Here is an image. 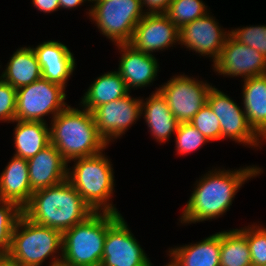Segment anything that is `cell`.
<instances>
[{
	"mask_svg": "<svg viewBox=\"0 0 266 266\" xmlns=\"http://www.w3.org/2000/svg\"><path fill=\"white\" fill-rule=\"evenodd\" d=\"M263 171L255 165L234 170L212 168L193 184L194 189L179 218L180 223L186 225L222 217L244 183Z\"/></svg>",
	"mask_w": 266,
	"mask_h": 266,
	"instance_id": "obj_1",
	"label": "cell"
},
{
	"mask_svg": "<svg viewBox=\"0 0 266 266\" xmlns=\"http://www.w3.org/2000/svg\"><path fill=\"white\" fill-rule=\"evenodd\" d=\"M94 211L77 190L65 181L33 192L22 214L33 223L61 233L85 221Z\"/></svg>",
	"mask_w": 266,
	"mask_h": 266,
	"instance_id": "obj_2",
	"label": "cell"
},
{
	"mask_svg": "<svg viewBox=\"0 0 266 266\" xmlns=\"http://www.w3.org/2000/svg\"><path fill=\"white\" fill-rule=\"evenodd\" d=\"M49 128L50 143L69 164L77 158L97 155L109 145L99 134L93 113L83 107L68 105L51 120Z\"/></svg>",
	"mask_w": 266,
	"mask_h": 266,
	"instance_id": "obj_3",
	"label": "cell"
},
{
	"mask_svg": "<svg viewBox=\"0 0 266 266\" xmlns=\"http://www.w3.org/2000/svg\"><path fill=\"white\" fill-rule=\"evenodd\" d=\"M103 152L72 160L67 180L94 212L121 214L111 200L115 191L113 164Z\"/></svg>",
	"mask_w": 266,
	"mask_h": 266,
	"instance_id": "obj_4",
	"label": "cell"
},
{
	"mask_svg": "<svg viewBox=\"0 0 266 266\" xmlns=\"http://www.w3.org/2000/svg\"><path fill=\"white\" fill-rule=\"evenodd\" d=\"M7 256L22 266H42L47 259L51 261L49 266H55L62 261V233L33 223L21 214Z\"/></svg>",
	"mask_w": 266,
	"mask_h": 266,
	"instance_id": "obj_5",
	"label": "cell"
},
{
	"mask_svg": "<svg viewBox=\"0 0 266 266\" xmlns=\"http://www.w3.org/2000/svg\"><path fill=\"white\" fill-rule=\"evenodd\" d=\"M108 230V212H94L62 233V262L69 266H100Z\"/></svg>",
	"mask_w": 266,
	"mask_h": 266,
	"instance_id": "obj_6",
	"label": "cell"
},
{
	"mask_svg": "<svg viewBox=\"0 0 266 266\" xmlns=\"http://www.w3.org/2000/svg\"><path fill=\"white\" fill-rule=\"evenodd\" d=\"M93 4L86 12L89 19L114 45L129 43L137 23L146 15L141 0L96 1Z\"/></svg>",
	"mask_w": 266,
	"mask_h": 266,
	"instance_id": "obj_7",
	"label": "cell"
},
{
	"mask_svg": "<svg viewBox=\"0 0 266 266\" xmlns=\"http://www.w3.org/2000/svg\"><path fill=\"white\" fill-rule=\"evenodd\" d=\"M65 90L44 78L17 89L15 119L48 123L44 117L52 120L68 106Z\"/></svg>",
	"mask_w": 266,
	"mask_h": 266,
	"instance_id": "obj_8",
	"label": "cell"
},
{
	"mask_svg": "<svg viewBox=\"0 0 266 266\" xmlns=\"http://www.w3.org/2000/svg\"><path fill=\"white\" fill-rule=\"evenodd\" d=\"M100 266H154L122 214L108 212V230Z\"/></svg>",
	"mask_w": 266,
	"mask_h": 266,
	"instance_id": "obj_9",
	"label": "cell"
},
{
	"mask_svg": "<svg viewBox=\"0 0 266 266\" xmlns=\"http://www.w3.org/2000/svg\"><path fill=\"white\" fill-rule=\"evenodd\" d=\"M212 84L183 74L172 76L153 92H160L179 123H189L207 103Z\"/></svg>",
	"mask_w": 266,
	"mask_h": 266,
	"instance_id": "obj_10",
	"label": "cell"
},
{
	"mask_svg": "<svg viewBox=\"0 0 266 266\" xmlns=\"http://www.w3.org/2000/svg\"><path fill=\"white\" fill-rule=\"evenodd\" d=\"M207 103L219 119L221 140L229 138L249 148L252 146L251 148L262 149L261 145L265 141L250 126L243 107L238 106L233 98L212 86L207 96Z\"/></svg>",
	"mask_w": 266,
	"mask_h": 266,
	"instance_id": "obj_11",
	"label": "cell"
},
{
	"mask_svg": "<svg viewBox=\"0 0 266 266\" xmlns=\"http://www.w3.org/2000/svg\"><path fill=\"white\" fill-rule=\"evenodd\" d=\"M212 66L214 72L225 77L247 79L266 74V58L254 48L237 41L231 34Z\"/></svg>",
	"mask_w": 266,
	"mask_h": 266,
	"instance_id": "obj_12",
	"label": "cell"
},
{
	"mask_svg": "<svg viewBox=\"0 0 266 266\" xmlns=\"http://www.w3.org/2000/svg\"><path fill=\"white\" fill-rule=\"evenodd\" d=\"M92 113L99 134L109 144L122 137L141 118V99L133 98L129 93L121 99L98 106Z\"/></svg>",
	"mask_w": 266,
	"mask_h": 266,
	"instance_id": "obj_13",
	"label": "cell"
},
{
	"mask_svg": "<svg viewBox=\"0 0 266 266\" xmlns=\"http://www.w3.org/2000/svg\"><path fill=\"white\" fill-rule=\"evenodd\" d=\"M210 11L180 29L179 44L199 56L210 57L213 64L220 57L230 30L221 28Z\"/></svg>",
	"mask_w": 266,
	"mask_h": 266,
	"instance_id": "obj_14",
	"label": "cell"
},
{
	"mask_svg": "<svg viewBox=\"0 0 266 266\" xmlns=\"http://www.w3.org/2000/svg\"><path fill=\"white\" fill-rule=\"evenodd\" d=\"M180 29L165 14H146L136 25L128 44L153 55L179 44Z\"/></svg>",
	"mask_w": 266,
	"mask_h": 266,
	"instance_id": "obj_15",
	"label": "cell"
},
{
	"mask_svg": "<svg viewBox=\"0 0 266 266\" xmlns=\"http://www.w3.org/2000/svg\"><path fill=\"white\" fill-rule=\"evenodd\" d=\"M121 54L117 72L125 80L127 89L145 88L157 79L158 59L154 55L136 50L130 44H116Z\"/></svg>",
	"mask_w": 266,
	"mask_h": 266,
	"instance_id": "obj_16",
	"label": "cell"
},
{
	"mask_svg": "<svg viewBox=\"0 0 266 266\" xmlns=\"http://www.w3.org/2000/svg\"><path fill=\"white\" fill-rule=\"evenodd\" d=\"M32 48L40 64L42 78L66 89L77 65L68 46L59 41L47 40Z\"/></svg>",
	"mask_w": 266,
	"mask_h": 266,
	"instance_id": "obj_17",
	"label": "cell"
},
{
	"mask_svg": "<svg viewBox=\"0 0 266 266\" xmlns=\"http://www.w3.org/2000/svg\"><path fill=\"white\" fill-rule=\"evenodd\" d=\"M27 161L32 192L57 185L67 179L68 163L51 143Z\"/></svg>",
	"mask_w": 266,
	"mask_h": 266,
	"instance_id": "obj_18",
	"label": "cell"
},
{
	"mask_svg": "<svg viewBox=\"0 0 266 266\" xmlns=\"http://www.w3.org/2000/svg\"><path fill=\"white\" fill-rule=\"evenodd\" d=\"M221 232L196 243L169 248V266H220Z\"/></svg>",
	"mask_w": 266,
	"mask_h": 266,
	"instance_id": "obj_19",
	"label": "cell"
},
{
	"mask_svg": "<svg viewBox=\"0 0 266 266\" xmlns=\"http://www.w3.org/2000/svg\"><path fill=\"white\" fill-rule=\"evenodd\" d=\"M32 194L28 161L13 155L0 173V201L15 203L22 210Z\"/></svg>",
	"mask_w": 266,
	"mask_h": 266,
	"instance_id": "obj_20",
	"label": "cell"
},
{
	"mask_svg": "<svg viewBox=\"0 0 266 266\" xmlns=\"http://www.w3.org/2000/svg\"><path fill=\"white\" fill-rule=\"evenodd\" d=\"M141 116L144 117L153 139L160 144L169 141L179 126L178 120L159 91L152 92L145 100L141 98Z\"/></svg>",
	"mask_w": 266,
	"mask_h": 266,
	"instance_id": "obj_21",
	"label": "cell"
},
{
	"mask_svg": "<svg viewBox=\"0 0 266 266\" xmlns=\"http://www.w3.org/2000/svg\"><path fill=\"white\" fill-rule=\"evenodd\" d=\"M242 105L248 123L266 143V74L243 79Z\"/></svg>",
	"mask_w": 266,
	"mask_h": 266,
	"instance_id": "obj_22",
	"label": "cell"
},
{
	"mask_svg": "<svg viewBox=\"0 0 266 266\" xmlns=\"http://www.w3.org/2000/svg\"><path fill=\"white\" fill-rule=\"evenodd\" d=\"M9 59L0 78L16 90L42 78L40 64L31 46L18 48Z\"/></svg>",
	"mask_w": 266,
	"mask_h": 266,
	"instance_id": "obj_23",
	"label": "cell"
},
{
	"mask_svg": "<svg viewBox=\"0 0 266 266\" xmlns=\"http://www.w3.org/2000/svg\"><path fill=\"white\" fill-rule=\"evenodd\" d=\"M12 123H16L12 133L14 156L28 160L50 144V128L47 123L16 119Z\"/></svg>",
	"mask_w": 266,
	"mask_h": 266,
	"instance_id": "obj_24",
	"label": "cell"
},
{
	"mask_svg": "<svg viewBox=\"0 0 266 266\" xmlns=\"http://www.w3.org/2000/svg\"><path fill=\"white\" fill-rule=\"evenodd\" d=\"M131 93L117 71H110L94 79L83 94L80 107L93 112L98 106L121 99Z\"/></svg>",
	"mask_w": 266,
	"mask_h": 266,
	"instance_id": "obj_25",
	"label": "cell"
},
{
	"mask_svg": "<svg viewBox=\"0 0 266 266\" xmlns=\"http://www.w3.org/2000/svg\"><path fill=\"white\" fill-rule=\"evenodd\" d=\"M220 266H252L247 237L238 228L221 231Z\"/></svg>",
	"mask_w": 266,
	"mask_h": 266,
	"instance_id": "obj_26",
	"label": "cell"
},
{
	"mask_svg": "<svg viewBox=\"0 0 266 266\" xmlns=\"http://www.w3.org/2000/svg\"><path fill=\"white\" fill-rule=\"evenodd\" d=\"M202 0H171L165 15L179 29L186 24L203 17L210 10Z\"/></svg>",
	"mask_w": 266,
	"mask_h": 266,
	"instance_id": "obj_27",
	"label": "cell"
},
{
	"mask_svg": "<svg viewBox=\"0 0 266 266\" xmlns=\"http://www.w3.org/2000/svg\"><path fill=\"white\" fill-rule=\"evenodd\" d=\"M21 214L15 203L0 201V257L9 252L13 229Z\"/></svg>",
	"mask_w": 266,
	"mask_h": 266,
	"instance_id": "obj_28",
	"label": "cell"
},
{
	"mask_svg": "<svg viewBox=\"0 0 266 266\" xmlns=\"http://www.w3.org/2000/svg\"><path fill=\"white\" fill-rule=\"evenodd\" d=\"M239 230L247 237L252 266L266 265V227L253 223Z\"/></svg>",
	"mask_w": 266,
	"mask_h": 266,
	"instance_id": "obj_29",
	"label": "cell"
},
{
	"mask_svg": "<svg viewBox=\"0 0 266 266\" xmlns=\"http://www.w3.org/2000/svg\"><path fill=\"white\" fill-rule=\"evenodd\" d=\"M210 142L190 123H179L175 133V150L178 155L190 154Z\"/></svg>",
	"mask_w": 266,
	"mask_h": 266,
	"instance_id": "obj_30",
	"label": "cell"
},
{
	"mask_svg": "<svg viewBox=\"0 0 266 266\" xmlns=\"http://www.w3.org/2000/svg\"><path fill=\"white\" fill-rule=\"evenodd\" d=\"M209 141L221 140V127L218 117L206 103L189 122Z\"/></svg>",
	"mask_w": 266,
	"mask_h": 266,
	"instance_id": "obj_31",
	"label": "cell"
},
{
	"mask_svg": "<svg viewBox=\"0 0 266 266\" xmlns=\"http://www.w3.org/2000/svg\"><path fill=\"white\" fill-rule=\"evenodd\" d=\"M239 42L259 51L266 58V25H249L230 30Z\"/></svg>",
	"mask_w": 266,
	"mask_h": 266,
	"instance_id": "obj_32",
	"label": "cell"
},
{
	"mask_svg": "<svg viewBox=\"0 0 266 266\" xmlns=\"http://www.w3.org/2000/svg\"><path fill=\"white\" fill-rule=\"evenodd\" d=\"M17 90L0 78V121L11 123L15 120Z\"/></svg>",
	"mask_w": 266,
	"mask_h": 266,
	"instance_id": "obj_33",
	"label": "cell"
},
{
	"mask_svg": "<svg viewBox=\"0 0 266 266\" xmlns=\"http://www.w3.org/2000/svg\"><path fill=\"white\" fill-rule=\"evenodd\" d=\"M170 2L171 0H141L146 14H165Z\"/></svg>",
	"mask_w": 266,
	"mask_h": 266,
	"instance_id": "obj_34",
	"label": "cell"
},
{
	"mask_svg": "<svg viewBox=\"0 0 266 266\" xmlns=\"http://www.w3.org/2000/svg\"><path fill=\"white\" fill-rule=\"evenodd\" d=\"M32 5L43 13L60 10L59 0H32Z\"/></svg>",
	"mask_w": 266,
	"mask_h": 266,
	"instance_id": "obj_35",
	"label": "cell"
},
{
	"mask_svg": "<svg viewBox=\"0 0 266 266\" xmlns=\"http://www.w3.org/2000/svg\"><path fill=\"white\" fill-rule=\"evenodd\" d=\"M83 3H86V0H59L60 9H74L84 5Z\"/></svg>",
	"mask_w": 266,
	"mask_h": 266,
	"instance_id": "obj_36",
	"label": "cell"
},
{
	"mask_svg": "<svg viewBox=\"0 0 266 266\" xmlns=\"http://www.w3.org/2000/svg\"><path fill=\"white\" fill-rule=\"evenodd\" d=\"M0 266H22L18 262L11 260L8 256L0 257Z\"/></svg>",
	"mask_w": 266,
	"mask_h": 266,
	"instance_id": "obj_37",
	"label": "cell"
},
{
	"mask_svg": "<svg viewBox=\"0 0 266 266\" xmlns=\"http://www.w3.org/2000/svg\"><path fill=\"white\" fill-rule=\"evenodd\" d=\"M55 266H69V265H67V264H65V263H63V262L61 261V262H59L58 264H56Z\"/></svg>",
	"mask_w": 266,
	"mask_h": 266,
	"instance_id": "obj_38",
	"label": "cell"
},
{
	"mask_svg": "<svg viewBox=\"0 0 266 266\" xmlns=\"http://www.w3.org/2000/svg\"><path fill=\"white\" fill-rule=\"evenodd\" d=\"M97 0H86V2H89V3H95Z\"/></svg>",
	"mask_w": 266,
	"mask_h": 266,
	"instance_id": "obj_39",
	"label": "cell"
}]
</instances>
